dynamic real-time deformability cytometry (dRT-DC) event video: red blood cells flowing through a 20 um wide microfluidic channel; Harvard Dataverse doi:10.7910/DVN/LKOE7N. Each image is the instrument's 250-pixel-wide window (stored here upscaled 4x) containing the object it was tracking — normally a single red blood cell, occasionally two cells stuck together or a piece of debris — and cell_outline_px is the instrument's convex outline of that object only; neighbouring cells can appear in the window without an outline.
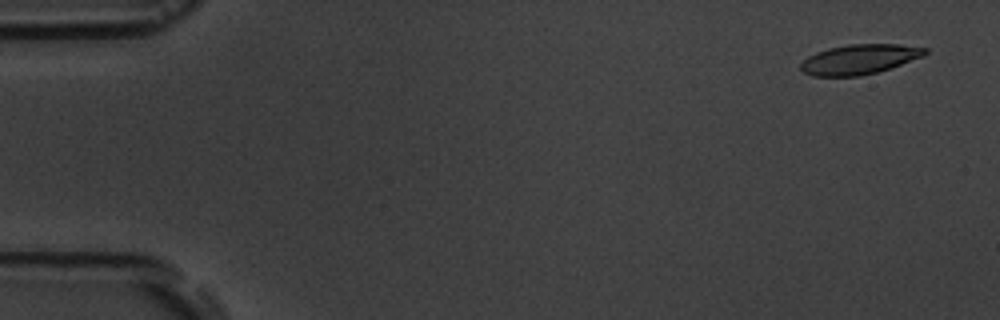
{"species": "common noctule bat (a hibernating species)", "species_latin": "Nyctalus noctula", "temperature_condition": "room temperature", "stored_images_in_passage": 6, "camera_frame_rate_fps": 3000, "um_per_image_px": 0.085, "animal": {"sex": "male", "body_mass_g": 19.5, "forearm_length_mm": 54.6}, "frame": {"image": 1, "passage_image": 1, "time_ms": 0.0, "image_size_px": [1000, 320], "cell_outline_px": [[928, 52], [924, 56], [876, 72], [860, 76], [812, 76], [804, 72], [800, 68], [800, 64], [808, 56], [816, 52], [828, 48], [848, 44], [900, 44], [928, 48]], "centroid_in_image_um": [73.04, 5.03], "position_along_channel_um": 12.0, "area_um2": 21.56}}